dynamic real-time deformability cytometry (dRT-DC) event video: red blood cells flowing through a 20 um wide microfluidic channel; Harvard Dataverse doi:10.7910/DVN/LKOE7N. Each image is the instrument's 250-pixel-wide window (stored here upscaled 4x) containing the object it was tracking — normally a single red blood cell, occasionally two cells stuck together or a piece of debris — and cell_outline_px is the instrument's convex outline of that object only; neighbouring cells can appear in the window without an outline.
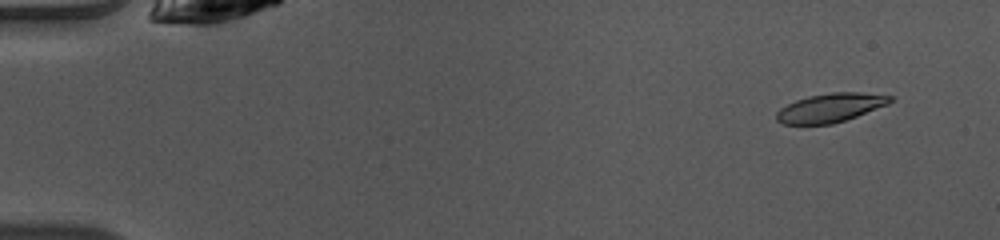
{"species": "common noctule bat (a hibernating species)", "species_latin": "Nyctalus noctula", "temperature_condition": "warm", "stored_images_in_passage": 50, "camera_frame_rate_fps": 3000, "um_per_image_px": 0.085, "animal": {"sex": "female", "body_mass_g": 10.0, "forearm_length_mm": 53.1}, "frame": {"image": 1, "passage_image": 4, "time_ms": 1.0, "image_size_px": [1000, 240], "cell_outline_px": [[892, 100], [888, 104], [856, 116], [832, 124], [784, 124], [776, 120], [776, 112], [780, 108], [796, 100], [808, 96], [832, 92], [860, 92], [892, 96]], "centroid_in_image_um": [70.56, 9.15], "position_along_channel_um": 14.4, "area_um2": 18.9}}
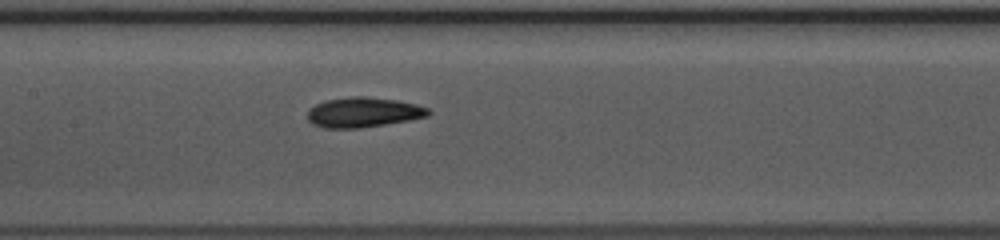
{"frame": {"image": 2, "passage_image": 24, "time_ms": 7.667, "image_size_px": [1000, 240], "cell_outline_px": [[432, 112], [428, 116], [408, 120], [360, 128], [324, 128], [312, 124], [308, 120], [308, 108], [324, 100], [352, 96], [364, 96], [396, 100], [416, 104], [428, 108]], "centroid_in_image_um": [30.85, 9.54], "position_along_channel_um": 176.5, "area_um2": 21.15}}
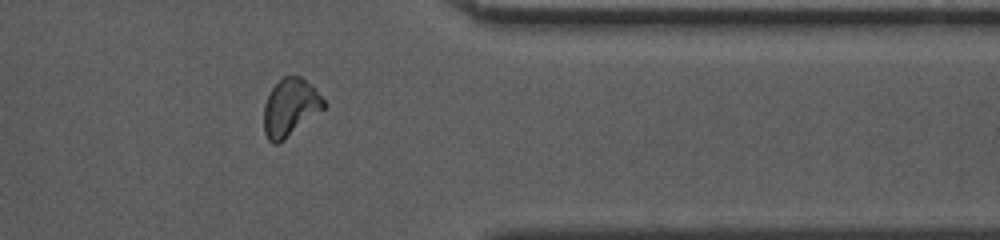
{"frame": {"image": 3, "passage_image": 40, "time_ms": 13.0, "image_size_px": [1000, 240], "cell_outline_px": [[328, 104], [324, 108], [284, 140], [276, 144], [272, 144], [268, 140], [264, 132], [264, 104], [272, 88], [284, 76], [300, 76], [312, 84]], "centroid_in_image_um": [24.68, 9.13], "position_along_channel_um": 386.7, "area_um2": 20.06}}